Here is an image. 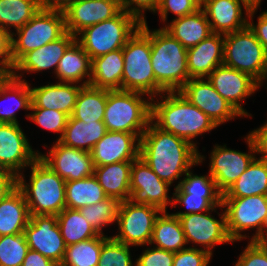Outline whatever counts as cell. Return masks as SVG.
Returning a JSON list of instances; mask_svg holds the SVG:
<instances>
[{
	"label": "cell",
	"mask_w": 267,
	"mask_h": 266,
	"mask_svg": "<svg viewBox=\"0 0 267 266\" xmlns=\"http://www.w3.org/2000/svg\"><path fill=\"white\" fill-rule=\"evenodd\" d=\"M150 122L142 134L139 157L153 172L170 185L186 174L189 168L204 159L197 149L186 140L158 128Z\"/></svg>",
	"instance_id": "1"
},
{
	"label": "cell",
	"mask_w": 267,
	"mask_h": 266,
	"mask_svg": "<svg viewBox=\"0 0 267 266\" xmlns=\"http://www.w3.org/2000/svg\"><path fill=\"white\" fill-rule=\"evenodd\" d=\"M167 96L162 102L152 103L151 120L163 131L178 136L196 149L192 138L208 132L217 125L200 109L187 100L179 91L165 92Z\"/></svg>",
	"instance_id": "2"
},
{
	"label": "cell",
	"mask_w": 267,
	"mask_h": 266,
	"mask_svg": "<svg viewBox=\"0 0 267 266\" xmlns=\"http://www.w3.org/2000/svg\"><path fill=\"white\" fill-rule=\"evenodd\" d=\"M122 49L124 58L122 90L149 94L151 101L153 95L165 93L155 80L151 63L150 30L146 22L140 24Z\"/></svg>",
	"instance_id": "3"
},
{
	"label": "cell",
	"mask_w": 267,
	"mask_h": 266,
	"mask_svg": "<svg viewBox=\"0 0 267 266\" xmlns=\"http://www.w3.org/2000/svg\"><path fill=\"white\" fill-rule=\"evenodd\" d=\"M30 183L18 176V188L23 192L32 215H58L66 208V181L59 177L39 157L30 165Z\"/></svg>",
	"instance_id": "4"
},
{
	"label": "cell",
	"mask_w": 267,
	"mask_h": 266,
	"mask_svg": "<svg viewBox=\"0 0 267 266\" xmlns=\"http://www.w3.org/2000/svg\"><path fill=\"white\" fill-rule=\"evenodd\" d=\"M155 80L165 92H177L189 81L187 49L164 28L150 31Z\"/></svg>",
	"instance_id": "5"
},
{
	"label": "cell",
	"mask_w": 267,
	"mask_h": 266,
	"mask_svg": "<svg viewBox=\"0 0 267 266\" xmlns=\"http://www.w3.org/2000/svg\"><path fill=\"white\" fill-rule=\"evenodd\" d=\"M144 93L113 90L107 95L103 122L107 131L143 134L150 124L152 102L142 100Z\"/></svg>",
	"instance_id": "6"
},
{
	"label": "cell",
	"mask_w": 267,
	"mask_h": 266,
	"mask_svg": "<svg viewBox=\"0 0 267 266\" xmlns=\"http://www.w3.org/2000/svg\"><path fill=\"white\" fill-rule=\"evenodd\" d=\"M140 24L133 15L121 10L113 18L87 27L78 34L80 40L76 39L92 60L123 48Z\"/></svg>",
	"instance_id": "7"
},
{
	"label": "cell",
	"mask_w": 267,
	"mask_h": 266,
	"mask_svg": "<svg viewBox=\"0 0 267 266\" xmlns=\"http://www.w3.org/2000/svg\"><path fill=\"white\" fill-rule=\"evenodd\" d=\"M224 36L223 64L254 78H267V53L255 34L246 28Z\"/></svg>",
	"instance_id": "8"
},
{
	"label": "cell",
	"mask_w": 267,
	"mask_h": 266,
	"mask_svg": "<svg viewBox=\"0 0 267 266\" xmlns=\"http://www.w3.org/2000/svg\"><path fill=\"white\" fill-rule=\"evenodd\" d=\"M63 11L40 9L30 21L12 33V58L14 65L28 52L57 40L66 33Z\"/></svg>",
	"instance_id": "9"
},
{
	"label": "cell",
	"mask_w": 267,
	"mask_h": 266,
	"mask_svg": "<svg viewBox=\"0 0 267 266\" xmlns=\"http://www.w3.org/2000/svg\"><path fill=\"white\" fill-rule=\"evenodd\" d=\"M225 209L226 227L231 240L239 241L245 238L241 231L257 228L251 241L259 242V234L267 218V196L255 195L240 198H222Z\"/></svg>",
	"instance_id": "10"
},
{
	"label": "cell",
	"mask_w": 267,
	"mask_h": 266,
	"mask_svg": "<svg viewBox=\"0 0 267 266\" xmlns=\"http://www.w3.org/2000/svg\"><path fill=\"white\" fill-rule=\"evenodd\" d=\"M159 212L162 213L155 206L135 204L129 199L120 202L116 220L120 234L113 238L128 246L149 244Z\"/></svg>",
	"instance_id": "11"
},
{
	"label": "cell",
	"mask_w": 267,
	"mask_h": 266,
	"mask_svg": "<svg viewBox=\"0 0 267 266\" xmlns=\"http://www.w3.org/2000/svg\"><path fill=\"white\" fill-rule=\"evenodd\" d=\"M24 235L29 249L38 251L59 266L61 265L66 245L57 223V215L30 216Z\"/></svg>",
	"instance_id": "12"
},
{
	"label": "cell",
	"mask_w": 267,
	"mask_h": 266,
	"mask_svg": "<svg viewBox=\"0 0 267 266\" xmlns=\"http://www.w3.org/2000/svg\"><path fill=\"white\" fill-rule=\"evenodd\" d=\"M169 186L170 184L161 180L142 158L138 157L132 162L129 198L131 202L152 205L166 211L169 202L174 205L167 195Z\"/></svg>",
	"instance_id": "13"
},
{
	"label": "cell",
	"mask_w": 267,
	"mask_h": 266,
	"mask_svg": "<svg viewBox=\"0 0 267 266\" xmlns=\"http://www.w3.org/2000/svg\"><path fill=\"white\" fill-rule=\"evenodd\" d=\"M179 92L204 112L217 126L235 116H241L217 93L208 79L207 81H204L203 78L190 79Z\"/></svg>",
	"instance_id": "14"
},
{
	"label": "cell",
	"mask_w": 267,
	"mask_h": 266,
	"mask_svg": "<svg viewBox=\"0 0 267 266\" xmlns=\"http://www.w3.org/2000/svg\"><path fill=\"white\" fill-rule=\"evenodd\" d=\"M38 156L18 123H0V169L18 177L22 167L30 166Z\"/></svg>",
	"instance_id": "15"
},
{
	"label": "cell",
	"mask_w": 267,
	"mask_h": 266,
	"mask_svg": "<svg viewBox=\"0 0 267 266\" xmlns=\"http://www.w3.org/2000/svg\"><path fill=\"white\" fill-rule=\"evenodd\" d=\"M59 177L65 181L81 180L94 175L91 152L75 149L56 142L49 156H38Z\"/></svg>",
	"instance_id": "16"
},
{
	"label": "cell",
	"mask_w": 267,
	"mask_h": 266,
	"mask_svg": "<svg viewBox=\"0 0 267 266\" xmlns=\"http://www.w3.org/2000/svg\"><path fill=\"white\" fill-rule=\"evenodd\" d=\"M217 93L223 97L238 113L247 116L248 113L239 101L250 96L260 84L251 76L224 64L216 67L207 77Z\"/></svg>",
	"instance_id": "17"
},
{
	"label": "cell",
	"mask_w": 267,
	"mask_h": 266,
	"mask_svg": "<svg viewBox=\"0 0 267 266\" xmlns=\"http://www.w3.org/2000/svg\"><path fill=\"white\" fill-rule=\"evenodd\" d=\"M121 10L118 0H79L64 11L66 31L77 38L87 27L111 19Z\"/></svg>",
	"instance_id": "18"
},
{
	"label": "cell",
	"mask_w": 267,
	"mask_h": 266,
	"mask_svg": "<svg viewBox=\"0 0 267 266\" xmlns=\"http://www.w3.org/2000/svg\"><path fill=\"white\" fill-rule=\"evenodd\" d=\"M179 220L186 242L204 245L210 254L215 244L233 243L227 232L225 212L221 215L220 221L202 212L181 216Z\"/></svg>",
	"instance_id": "19"
},
{
	"label": "cell",
	"mask_w": 267,
	"mask_h": 266,
	"mask_svg": "<svg viewBox=\"0 0 267 266\" xmlns=\"http://www.w3.org/2000/svg\"><path fill=\"white\" fill-rule=\"evenodd\" d=\"M142 134L107 131L93 147L91 156L95 166L134 161L139 157ZM138 143L135 145V141Z\"/></svg>",
	"instance_id": "20"
},
{
	"label": "cell",
	"mask_w": 267,
	"mask_h": 266,
	"mask_svg": "<svg viewBox=\"0 0 267 266\" xmlns=\"http://www.w3.org/2000/svg\"><path fill=\"white\" fill-rule=\"evenodd\" d=\"M254 155L236 150L215 146L211 153L210 176L216 183L217 189L224 194L247 170Z\"/></svg>",
	"instance_id": "21"
},
{
	"label": "cell",
	"mask_w": 267,
	"mask_h": 266,
	"mask_svg": "<svg viewBox=\"0 0 267 266\" xmlns=\"http://www.w3.org/2000/svg\"><path fill=\"white\" fill-rule=\"evenodd\" d=\"M224 38L212 33L196 46L187 49L189 80L208 77L219 65L223 64Z\"/></svg>",
	"instance_id": "22"
},
{
	"label": "cell",
	"mask_w": 267,
	"mask_h": 266,
	"mask_svg": "<svg viewBox=\"0 0 267 266\" xmlns=\"http://www.w3.org/2000/svg\"><path fill=\"white\" fill-rule=\"evenodd\" d=\"M74 83L59 82L31 90L30 109L57 110L71 116L76 104L77 95L83 85L72 86Z\"/></svg>",
	"instance_id": "23"
},
{
	"label": "cell",
	"mask_w": 267,
	"mask_h": 266,
	"mask_svg": "<svg viewBox=\"0 0 267 266\" xmlns=\"http://www.w3.org/2000/svg\"><path fill=\"white\" fill-rule=\"evenodd\" d=\"M243 0H206L203 11L210 16L213 33L222 35L236 32L247 27V19L242 17Z\"/></svg>",
	"instance_id": "24"
},
{
	"label": "cell",
	"mask_w": 267,
	"mask_h": 266,
	"mask_svg": "<svg viewBox=\"0 0 267 266\" xmlns=\"http://www.w3.org/2000/svg\"><path fill=\"white\" fill-rule=\"evenodd\" d=\"M76 39L74 35L66 32L62 37L38 49L26 53L14 66L15 70L41 71L58 67L65 50Z\"/></svg>",
	"instance_id": "25"
},
{
	"label": "cell",
	"mask_w": 267,
	"mask_h": 266,
	"mask_svg": "<svg viewBox=\"0 0 267 266\" xmlns=\"http://www.w3.org/2000/svg\"><path fill=\"white\" fill-rule=\"evenodd\" d=\"M124 68L123 49H117L92 59L89 85L106 89L122 90Z\"/></svg>",
	"instance_id": "26"
},
{
	"label": "cell",
	"mask_w": 267,
	"mask_h": 266,
	"mask_svg": "<svg viewBox=\"0 0 267 266\" xmlns=\"http://www.w3.org/2000/svg\"><path fill=\"white\" fill-rule=\"evenodd\" d=\"M163 28L186 49L196 46L213 33L209 17L202 8L192 14L173 19L169 26Z\"/></svg>",
	"instance_id": "27"
},
{
	"label": "cell",
	"mask_w": 267,
	"mask_h": 266,
	"mask_svg": "<svg viewBox=\"0 0 267 266\" xmlns=\"http://www.w3.org/2000/svg\"><path fill=\"white\" fill-rule=\"evenodd\" d=\"M133 161L117 162L94 167V176L107 197L119 202L130 198V177Z\"/></svg>",
	"instance_id": "28"
},
{
	"label": "cell",
	"mask_w": 267,
	"mask_h": 266,
	"mask_svg": "<svg viewBox=\"0 0 267 266\" xmlns=\"http://www.w3.org/2000/svg\"><path fill=\"white\" fill-rule=\"evenodd\" d=\"M29 220L25 196L17 187L0 201V236L24 233Z\"/></svg>",
	"instance_id": "29"
},
{
	"label": "cell",
	"mask_w": 267,
	"mask_h": 266,
	"mask_svg": "<svg viewBox=\"0 0 267 266\" xmlns=\"http://www.w3.org/2000/svg\"><path fill=\"white\" fill-rule=\"evenodd\" d=\"M92 60L80 43L75 39L65 50L56 69L57 77L61 82L78 83L87 75L88 80L83 86L89 85L91 80Z\"/></svg>",
	"instance_id": "30"
},
{
	"label": "cell",
	"mask_w": 267,
	"mask_h": 266,
	"mask_svg": "<svg viewBox=\"0 0 267 266\" xmlns=\"http://www.w3.org/2000/svg\"><path fill=\"white\" fill-rule=\"evenodd\" d=\"M267 196V158H254L247 170L224 193L222 198Z\"/></svg>",
	"instance_id": "31"
},
{
	"label": "cell",
	"mask_w": 267,
	"mask_h": 266,
	"mask_svg": "<svg viewBox=\"0 0 267 266\" xmlns=\"http://www.w3.org/2000/svg\"><path fill=\"white\" fill-rule=\"evenodd\" d=\"M106 132L103 121L85 123L69 116L59 142L68 147L91 152L95 144L104 137Z\"/></svg>",
	"instance_id": "32"
},
{
	"label": "cell",
	"mask_w": 267,
	"mask_h": 266,
	"mask_svg": "<svg viewBox=\"0 0 267 266\" xmlns=\"http://www.w3.org/2000/svg\"><path fill=\"white\" fill-rule=\"evenodd\" d=\"M109 91L91 85L82 86L71 117L85 123L103 121Z\"/></svg>",
	"instance_id": "33"
},
{
	"label": "cell",
	"mask_w": 267,
	"mask_h": 266,
	"mask_svg": "<svg viewBox=\"0 0 267 266\" xmlns=\"http://www.w3.org/2000/svg\"><path fill=\"white\" fill-rule=\"evenodd\" d=\"M156 243V247L176 253L184 249L187 244L180 220L174 214L162 211L154 223L152 237L149 244Z\"/></svg>",
	"instance_id": "34"
},
{
	"label": "cell",
	"mask_w": 267,
	"mask_h": 266,
	"mask_svg": "<svg viewBox=\"0 0 267 266\" xmlns=\"http://www.w3.org/2000/svg\"><path fill=\"white\" fill-rule=\"evenodd\" d=\"M106 198L103 188L94 175L81 180L66 181V208L79 210Z\"/></svg>",
	"instance_id": "35"
},
{
	"label": "cell",
	"mask_w": 267,
	"mask_h": 266,
	"mask_svg": "<svg viewBox=\"0 0 267 266\" xmlns=\"http://www.w3.org/2000/svg\"><path fill=\"white\" fill-rule=\"evenodd\" d=\"M12 92V93H11ZM13 95L16 102V109L12 106L0 109V123L17 124L15 117V111L24 108L30 109L31 107V90L30 86L17 74H13L10 77H5L0 83V98L5 99L7 95ZM2 101V100H0ZM15 109V110H14Z\"/></svg>",
	"instance_id": "36"
},
{
	"label": "cell",
	"mask_w": 267,
	"mask_h": 266,
	"mask_svg": "<svg viewBox=\"0 0 267 266\" xmlns=\"http://www.w3.org/2000/svg\"><path fill=\"white\" fill-rule=\"evenodd\" d=\"M57 223L66 246L92 239L99 235L78 209L65 208L57 215Z\"/></svg>",
	"instance_id": "37"
},
{
	"label": "cell",
	"mask_w": 267,
	"mask_h": 266,
	"mask_svg": "<svg viewBox=\"0 0 267 266\" xmlns=\"http://www.w3.org/2000/svg\"><path fill=\"white\" fill-rule=\"evenodd\" d=\"M39 10L38 0H0V29L11 33L9 26H13L18 30Z\"/></svg>",
	"instance_id": "38"
},
{
	"label": "cell",
	"mask_w": 267,
	"mask_h": 266,
	"mask_svg": "<svg viewBox=\"0 0 267 266\" xmlns=\"http://www.w3.org/2000/svg\"><path fill=\"white\" fill-rule=\"evenodd\" d=\"M102 245L103 234L67 245L60 266H98Z\"/></svg>",
	"instance_id": "39"
},
{
	"label": "cell",
	"mask_w": 267,
	"mask_h": 266,
	"mask_svg": "<svg viewBox=\"0 0 267 266\" xmlns=\"http://www.w3.org/2000/svg\"><path fill=\"white\" fill-rule=\"evenodd\" d=\"M120 202L114 198L106 199L86 207L80 208V212L85 220L99 233L104 225L113 223L117 220Z\"/></svg>",
	"instance_id": "40"
},
{
	"label": "cell",
	"mask_w": 267,
	"mask_h": 266,
	"mask_svg": "<svg viewBox=\"0 0 267 266\" xmlns=\"http://www.w3.org/2000/svg\"><path fill=\"white\" fill-rule=\"evenodd\" d=\"M28 251L24 233L0 236V266H21Z\"/></svg>",
	"instance_id": "41"
},
{
	"label": "cell",
	"mask_w": 267,
	"mask_h": 266,
	"mask_svg": "<svg viewBox=\"0 0 267 266\" xmlns=\"http://www.w3.org/2000/svg\"><path fill=\"white\" fill-rule=\"evenodd\" d=\"M175 196V198H174ZM173 203L184 204L188 208L187 212L174 214L181 217L191 213L207 212L215 210L217 206L222 207V194H174Z\"/></svg>",
	"instance_id": "42"
},
{
	"label": "cell",
	"mask_w": 267,
	"mask_h": 266,
	"mask_svg": "<svg viewBox=\"0 0 267 266\" xmlns=\"http://www.w3.org/2000/svg\"><path fill=\"white\" fill-rule=\"evenodd\" d=\"M98 266H133L129 246L112 237L103 236Z\"/></svg>",
	"instance_id": "43"
},
{
	"label": "cell",
	"mask_w": 267,
	"mask_h": 266,
	"mask_svg": "<svg viewBox=\"0 0 267 266\" xmlns=\"http://www.w3.org/2000/svg\"><path fill=\"white\" fill-rule=\"evenodd\" d=\"M184 180L175 187L173 194H222L216 187L213 178L209 176L192 175L190 171L185 174Z\"/></svg>",
	"instance_id": "44"
},
{
	"label": "cell",
	"mask_w": 267,
	"mask_h": 266,
	"mask_svg": "<svg viewBox=\"0 0 267 266\" xmlns=\"http://www.w3.org/2000/svg\"><path fill=\"white\" fill-rule=\"evenodd\" d=\"M33 110L34 113L28 115L27 118H30L36 124L41 127L54 131L60 132L61 136L57 140L59 141L63 135L65 127L67 125L69 115L57 110H49V109H29Z\"/></svg>",
	"instance_id": "45"
},
{
	"label": "cell",
	"mask_w": 267,
	"mask_h": 266,
	"mask_svg": "<svg viewBox=\"0 0 267 266\" xmlns=\"http://www.w3.org/2000/svg\"><path fill=\"white\" fill-rule=\"evenodd\" d=\"M211 256L205 249L184 248L175 253L173 266H207Z\"/></svg>",
	"instance_id": "46"
},
{
	"label": "cell",
	"mask_w": 267,
	"mask_h": 266,
	"mask_svg": "<svg viewBox=\"0 0 267 266\" xmlns=\"http://www.w3.org/2000/svg\"><path fill=\"white\" fill-rule=\"evenodd\" d=\"M235 266H267V244L250 241Z\"/></svg>",
	"instance_id": "47"
},
{
	"label": "cell",
	"mask_w": 267,
	"mask_h": 266,
	"mask_svg": "<svg viewBox=\"0 0 267 266\" xmlns=\"http://www.w3.org/2000/svg\"><path fill=\"white\" fill-rule=\"evenodd\" d=\"M199 7L191 0H159L156 11L160 13L163 22L167 19L169 11L177 15V18L189 15L198 10Z\"/></svg>",
	"instance_id": "48"
},
{
	"label": "cell",
	"mask_w": 267,
	"mask_h": 266,
	"mask_svg": "<svg viewBox=\"0 0 267 266\" xmlns=\"http://www.w3.org/2000/svg\"><path fill=\"white\" fill-rule=\"evenodd\" d=\"M175 253L160 248L147 249L137 259L135 266H173Z\"/></svg>",
	"instance_id": "49"
},
{
	"label": "cell",
	"mask_w": 267,
	"mask_h": 266,
	"mask_svg": "<svg viewBox=\"0 0 267 266\" xmlns=\"http://www.w3.org/2000/svg\"><path fill=\"white\" fill-rule=\"evenodd\" d=\"M11 39V33L0 29V74L5 77H10L15 73L12 71L15 65L12 58Z\"/></svg>",
	"instance_id": "50"
},
{
	"label": "cell",
	"mask_w": 267,
	"mask_h": 266,
	"mask_svg": "<svg viewBox=\"0 0 267 266\" xmlns=\"http://www.w3.org/2000/svg\"><path fill=\"white\" fill-rule=\"evenodd\" d=\"M133 4H135L137 7L136 6L133 8L130 7ZM158 4H159V0H121L120 1L121 9L133 15L141 23L146 22L142 12L145 11L146 9L156 12L158 8Z\"/></svg>",
	"instance_id": "51"
},
{
	"label": "cell",
	"mask_w": 267,
	"mask_h": 266,
	"mask_svg": "<svg viewBox=\"0 0 267 266\" xmlns=\"http://www.w3.org/2000/svg\"><path fill=\"white\" fill-rule=\"evenodd\" d=\"M246 139L250 152L261 153L263 158H267V123L252 131Z\"/></svg>",
	"instance_id": "52"
},
{
	"label": "cell",
	"mask_w": 267,
	"mask_h": 266,
	"mask_svg": "<svg viewBox=\"0 0 267 266\" xmlns=\"http://www.w3.org/2000/svg\"><path fill=\"white\" fill-rule=\"evenodd\" d=\"M18 177L6 170L0 169V201L12 193L18 186Z\"/></svg>",
	"instance_id": "53"
},
{
	"label": "cell",
	"mask_w": 267,
	"mask_h": 266,
	"mask_svg": "<svg viewBox=\"0 0 267 266\" xmlns=\"http://www.w3.org/2000/svg\"><path fill=\"white\" fill-rule=\"evenodd\" d=\"M247 26L255 34L258 41L263 45L265 52L267 53V11L263 12L258 17L257 25H253L252 22H248Z\"/></svg>",
	"instance_id": "54"
},
{
	"label": "cell",
	"mask_w": 267,
	"mask_h": 266,
	"mask_svg": "<svg viewBox=\"0 0 267 266\" xmlns=\"http://www.w3.org/2000/svg\"><path fill=\"white\" fill-rule=\"evenodd\" d=\"M21 266H59L38 251L29 249Z\"/></svg>",
	"instance_id": "55"
},
{
	"label": "cell",
	"mask_w": 267,
	"mask_h": 266,
	"mask_svg": "<svg viewBox=\"0 0 267 266\" xmlns=\"http://www.w3.org/2000/svg\"><path fill=\"white\" fill-rule=\"evenodd\" d=\"M79 0H38L40 9L65 11L71 4Z\"/></svg>",
	"instance_id": "56"
},
{
	"label": "cell",
	"mask_w": 267,
	"mask_h": 266,
	"mask_svg": "<svg viewBox=\"0 0 267 266\" xmlns=\"http://www.w3.org/2000/svg\"><path fill=\"white\" fill-rule=\"evenodd\" d=\"M243 1H244V7L246 10V15L250 19H252L255 10L261 3V0H243Z\"/></svg>",
	"instance_id": "57"
},
{
	"label": "cell",
	"mask_w": 267,
	"mask_h": 266,
	"mask_svg": "<svg viewBox=\"0 0 267 266\" xmlns=\"http://www.w3.org/2000/svg\"><path fill=\"white\" fill-rule=\"evenodd\" d=\"M266 228H267V218L262 228V232L259 234V243L267 244V229ZM265 233H266V236L264 235Z\"/></svg>",
	"instance_id": "58"
},
{
	"label": "cell",
	"mask_w": 267,
	"mask_h": 266,
	"mask_svg": "<svg viewBox=\"0 0 267 266\" xmlns=\"http://www.w3.org/2000/svg\"><path fill=\"white\" fill-rule=\"evenodd\" d=\"M191 1L194 2L199 8H202L206 2V0H191Z\"/></svg>",
	"instance_id": "59"
},
{
	"label": "cell",
	"mask_w": 267,
	"mask_h": 266,
	"mask_svg": "<svg viewBox=\"0 0 267 266\" xmlns=\"http://www.w3.org/2000/svg\"><path fill=\"white\" fill-rule=\"evenodd\" d=\"M5 78V76L3 74H0V83L2 82V80Z\"/></svg>",
	"instance_id": "60"
}]
</instances>
